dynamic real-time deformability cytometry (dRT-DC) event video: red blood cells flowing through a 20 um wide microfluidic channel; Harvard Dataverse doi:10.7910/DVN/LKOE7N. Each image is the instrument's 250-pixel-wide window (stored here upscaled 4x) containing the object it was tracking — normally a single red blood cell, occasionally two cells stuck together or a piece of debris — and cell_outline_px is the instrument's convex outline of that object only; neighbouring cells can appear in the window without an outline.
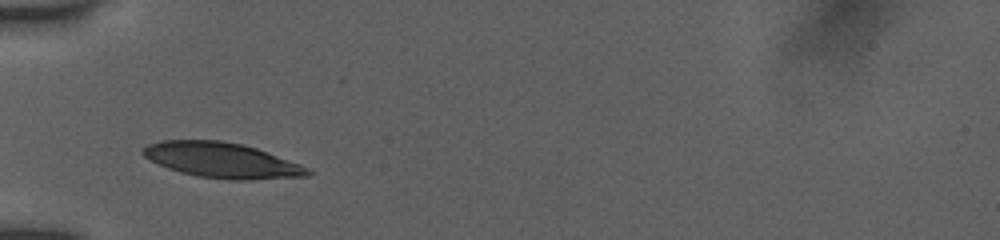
{"species": "human", "species_latin": "Homo sapiens", "temperature_condition": "room temperature", "stored_images_in_passage": 2, "camera_frame_rate_fps": 3000, "um_per_image_px": 0.085, "donor": {"sex": "female"}, "frame": {"image": 1, "passage_image": 1, "time_ms": 0.0, "image_size_px": [1000, 240], "cell_outline_px": [[312, 172], [308, 176], [248, 180], [232, 180], [200, 176], [180, 172], [168, 168], [144, 156], [140, 152], [148, 144], [160, 140], [220, 140], [244, 144], [268, 152], [300, 164], [308, 168]], "centroid_in_image_um": [18.87, 13.61], "position_along_channel_um": 66.1, "area_um2": 33.7}}